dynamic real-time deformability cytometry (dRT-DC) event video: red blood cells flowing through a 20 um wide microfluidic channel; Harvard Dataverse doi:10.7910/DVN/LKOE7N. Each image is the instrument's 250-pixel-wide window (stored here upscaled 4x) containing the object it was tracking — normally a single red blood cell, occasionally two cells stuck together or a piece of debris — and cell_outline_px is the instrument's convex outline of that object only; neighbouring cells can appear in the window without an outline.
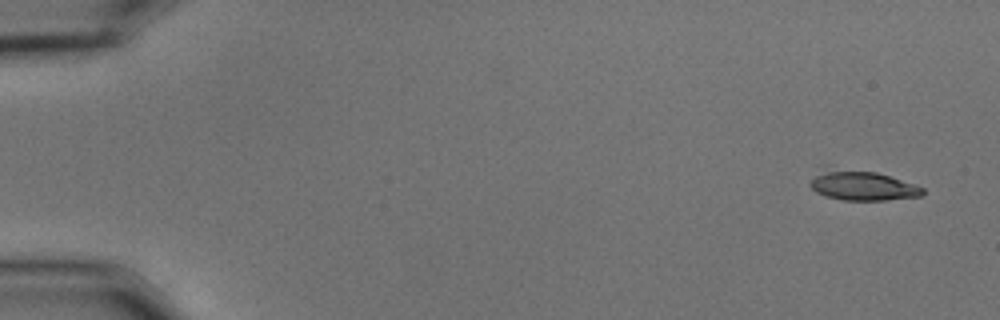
{"species": "common noctule bat (a hibernating species)", "species_latin": "Nyctalus noctula", "temperature_condition": "cold", "stored_images_in_passage": 41, "camera_frame_rate_fps": 3000, "um_per_image_px": 0.085, "animal": {"sex": "male", "body_mass_g": 15.6}, "frame": {"image": 1, "passage_image": 1, "time_ms": 0.0, "image_size_px": [1000, 320], "cell_outline_px": [[924, 196], [884, 200], [844, 200], [824, 196], [816, 192], [808, 184], [816, 176], [828, 172], [876, 172], [924, 188]], "centroid_in_image_um": [73.4, 15.86], "position_along_channel_um": 11.6, "area_um2": 18.15}}
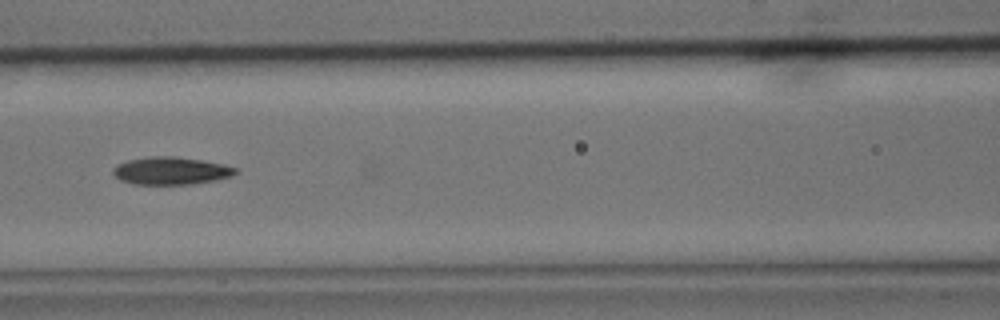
{"frame": {"image": 2, "passage_image": 24, "time_ms": 7.667, "image_size_px": [1000, 320], "cell_outline_px": [[236, 172], [232, 176], [216, 180], [192, 184], [136, 184], [120, 180], [112, 172], [112, 168], [116, 164], [128, 160], [148, 156], [176, 156], [224, 164], [236, 168]], "centroid_in_image_um": [14.51, 14.51], "position_along_channel_um": 152.1, "area_um2": 19.71}}
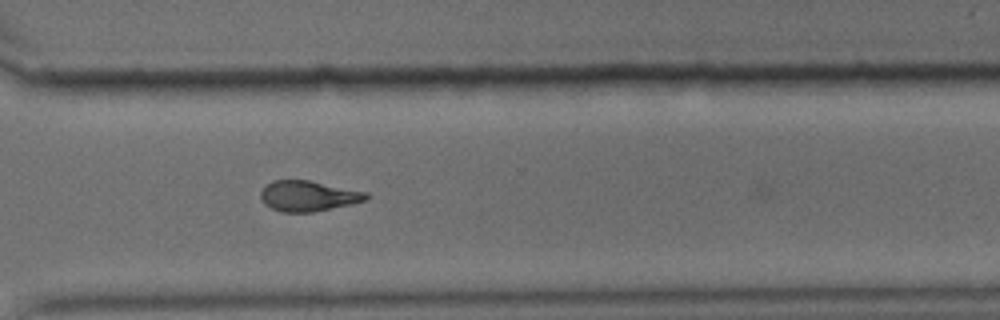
{"frame": {"image": 3, "passage_image": 40, "time_ms": 13.0, "image_size_px": [1000, 320], "cell_outline_px": [[368, 200], [312, 212], [280, 212], [264, 204], [260, 196], [260, 192], [272, 180], [308, 180], [368, 192]], "centroid_in_image_um": [26.19, 16.65], "position_along_channel_um": 344.4, "area_um2": 18.61}}